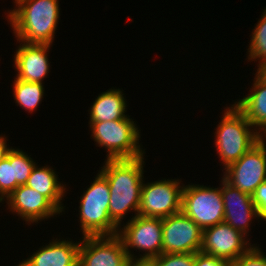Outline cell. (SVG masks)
I'll use <instances>...</instances> for the list:
<instances>
[{"mask_svg": "<svg viewBox=\"0 0 266 266\" xmlns=\"http://www.w3.org/2000/svg\"><path fill=\"white\" fill-rule=\"evenodd\" d=\"M145 157L135 159H105L99 171L106 177L110 187L109 214L120 227L127 213L138 215L141 187L144 181Z\"/></svg>", "mask_w": 266, "mask_h": 266, "instance_id": "obj_1", "label": "cell"}, {"mask_svg": "<svg viewBox=\"0 0 266 266\" xmlns=\"http://www.w3.org/2000/svg\"><path fill=\"white\" fill-rule=\"evenodd\" d=\"M13 2V8L4 14L16 40L27 44L52 45L61 15L59 0Z\"/></svg>", "mask_w": 266, "mask_h": 266, "instance_id": "obj_2", "label": "cell"}, {"mask_svg": "<svg viewBox=\"0 0 266 266\" xmlns=\"http://www.w3.org/2000/svg\"><path fill=\"white\" fill-rule=\"evenodd\" d=\"M223 111L215 129L214 145L225 169L254 147L263 136L234 104Z\"/></svg>", "mask_w": 266, "mask_h": 266, "instance_id": "obj_3", "label": "cell"}, {"mask_svg": "<svg viewBox=\"0 0 266 266\" xmlns=\"http://www.w3.org/2000/svg\"><path fill=\"white\" fill-rule=\"evenodd\" d=\"M94 178L79 200L78 222L80 221L82 237L116 235L119 227L111 220L109 214L108 181L100 171Z\"/></svg>", "mask_w": 266, "mask_h": 266, "instance_id": "obj_4", "label": "cell"}, {"mask_svg": "<svg viewBox=\"0 0 266 266\" xmlns=\"http://www.w3.org/2000/svg\"><path fill=\"white\" fill-rule=\"evenodd\" d=\"M91 139L97 147L105 148V159H135L145 156L140 144L141 130L130 116L114 121L88 122ZM145 154V155H144Z\"/></svg>", "mask_w": 266, "mask_h": 266, "instance_id": "obj_5", "label": "cell"}, {"mask_svg": "<svg viewBox=\"0 0 266 266\" xmlns=\"http://www.w3.org/2000/svg\"><path fill=\"white\" fill-rule=\"evenodd\" d=\"M117 235L131 259H153L162 254V218L141 215L129 218L119 227ZM133 249L139 250L138 256H135Z\"/></svg>", "mask_w": 266, "mask_h": 266, "instance_id": "obj_6", "label": "cell"}, {"mask_svg": "<svg viewBox=\"0 0 266 266\" xmlns=\"http://www.w3.org/2000/svg\"><path fill=\"white\" fill-rule=\"evenodd\" d=\"M219 187L203 184L184 185L181 211L202 230L224 221V204Z\"/></svg>", "mask_w": 266, "mask_h": 266, "instance_id": "obj_7", "label": "cell"}, {"mask_svg": "<svg viewBox=\"0 0 266 266\" xmlns=\"http://www.w3.org/2000/svg\"><path fill=\"white\" fill-rule=\"evenodd\" d=\"M144 182L138 215L163 219L181 211L184 184L180 179Z\"/></svg>", "mask_w": 266, "mask_h": 266, "instance_id": "obj_8", "label": "cell"}, {"mask_svg": "<svg viewBox=\"0 0 266 266\" xmlns=\"http://www.w3.org/2000/svg\"><path fill=\"white\" fill-rule=\"evenodd\" d=\"M266 137L239 160L222 170L223 178L241 192L253 195L256 188L266 181Z\"/></svg>", "mask_w": 266, "mask_h": 266, "instance_id": "obj_9", "label": "cell"}, {"mask_svg": "<svg viewBox=\"0 0 266 266\" xmlns=\"http://www.w3.org/2000/svg\"><path fill=\"white\" fill-rule=\"evenodd\" d=\"M162 254L197 253L203 230L182 211L162 219Z\"/></svg>", "mask_w": 266, "mask_h": 266, "instance_id": "obj_10", "label": "cell"}, {"mask_svg": "<svg viewBox=\"0 0 266 266\" xmlns=\"http://www.w3.org/2000/svg\"><path fill=\"white\" fill-rule=\"evenodd\" d=\"M250 240L223 221L203 230L200 251L231 264L254 245Z\"/></svg>", "mask_w": 266, "mask_h": 266, "instance_id": "obj_11", "label": "cell"}, {"mask_svg": "<svg viewBox=\"0 0 266 266\" xmlns=\"http://www.w3.org/2000/svg\"><path fill=\"white\" fill-rule=\"evenodd\" d=\"M80 239L78 266H125L129 260L117 234L85 236Z\"/></svg>", "mask_w": 266, "mask_h": 266, "instance_id": "obj_12", "label": "cell"}, {"mask_svg": "<svg viewBox=\"0 0 266 266\" xmlns=\"http://www.w3.org/2000/svg\"><path fill=\"white\" fill-rule=\"evenodd\" d=\"M4 201L7 209L28 226L63 214L47 197L26 184L18 186Z\"/></svg>", "mask_w": 266, "mask_h": 266, "instance_id": "obj_13", "label": "cell"}, {"mask_svg": "<svg viewBox=\"0 0 266 266\" xmlns=\"http://www.w3.org/2000/svg\"><path fill=\"white\" fill-rule=\"evenodd\" d=\"M221 193L224 204V222L249 237L251 221L260 219L252 196L241 192L221 177ZM248 234V235H247Z\"/></svg>", "mask_w": 266, "mask_h": 266, "instance_id": "obj_14", "label": "cell"}, {"mask_svg": "<svg viewBox=\"0 0 266 266\" xmlns=\"http://www.w3.org/2000/svg\"><path fill=\"white\" fill-rule=\"evenodd\" d=\"M15 50L14 67L17 79L42 83L50 73L49 53L52 45L49 44H27L21 41Z\"/></svg>", "mask_w": 266, "mask_h": 266, "instance_id": "obj_15", "label": "cell"}, {"mask_svg": "<svg viewBox=\"0 0 266 266\" xmlns=\"http://www.w3.org/2000/svg\"><path fill=\"white\" fill-rule=\"evenodd\" d=\"M52 238L15 266H78L81 240Z\"/></svg>", "mask_w": 266, "mask_h": 266, "instance_id": "obj_16", "label": "cell"}, {"mask_svg": "<svg viewBox=\"0 0 266 266\" xmlns=\"http://www.w3.org/2000/svg\"><path fill=\"white\" fill-rule=\"evenodd\" d=\"M254 75L251 91L233 104L253 127L266 137V75L262 71H256Z\"/></svg>", "mask_w": 266, "mask_h": 266, "instance_id": "obj_17", "label": "cell"}, {"mask_svg": "<svg viewBox=\"0 0 266 266\" xmlns=\"http://www.w3.org/2000/svg\"><path fill=\"white\" fill-rule=\"evenodd\" d=\"M38 165L36 164L32 169L26 185L47 197L61 212H65L66 206L63 205V198L69 191L67 186L59 181L58 174L52 166L45 164L44 167H40V164Z\"/></svg>", "mask_w": 266, "mask_h": 266, "instance_id": "obj_18", "label": "cell"}, {"mask_svg": "<svg viewBox=\"0 0 266 266\" xmlns=\"http://www.w3.org/2000/svg\"><path fill=\"white\" fill-rule=\"evenodd\" d=\"M120 88L109 89L100 93L88 109L89 122L121 120L127 115V101Z\"/></svg>", "mask_w": 266, "mask_h": 266, "instance_id": "obj_19", "label": "cell"}, {"mask_svg": "<svg viewBox=\"0 0 266 266\" xmlns=\"http://www.w3.org/2000/svg\"><path fill=\"white\" fill-rule=\"evenodd\" d=\"M13 98L16 106L32 113L39 108V104L42 102V98L45 95V87L42 83L26 82L17 78H14L13 82Z\"/></svg>", "mask_w": 266, "mask_h": 266, "instance_id": "obj_20", "label": "cell"}, {"mask_svg": "<svg viewBox=\"0 0 266 266\" xmlns=\"http://www.w3.org/2000/svg\"><path fill=\"white\" fill-rule=\"evenodd\" d=\"M252 29L249 45L247 46L248 62H258L256 71H262L266 68V8H264L260 19Z\"/></svg>", "mask_w": 266, "mask_h": 266, "instance_id": "obj_21", "label": "cell"}, {"mask_svg": "<svg viewBox=\"0 0 266 266\" xmlns=\"http://www.w3.org/2000/svg\"><path fill=\"white\" fill-rule=\"evenodd\" d=\"M16 189L15 148H11L0 161V201L4 200Z\"/></svg>", "mask_w": 266, "mask_h": 266, "instance_id": "obj_22", "label": "cell"}, {"mask_svg": "<svg viewBox=\"0 0 266 266\" xmlns=\"http://www.w3.org/2000/svg\"><path fill=\"white\" fill-rule=\"evenodd\" d=\"M30 156L25 151L15 147L16 188L26 184L32 169L38 163Z\"/></svg>", "mask_w": 266, "mask_h": 266, "instance_id": "obj_23", "label": "cell"}, {"mask_svg": "<svg viewBox=\"0 0 266 266\" xmlns=\"http://www.w3.org/2000/svg\"><path fill=\"white\" fill-rule=\"evenodd\" d=\"M153 261L155 266H195V253H164Z\"/></svg>", "mask_w": 266, "mask_h": 266, "instance_id": "obj_24", "label": "cell"}, {"mask_svg": "<svg viewBox=\"0 0 266 266\" xmlns=\"http://www.w3.org/2000/svg\"><path fill=\"white\" fill-rule=\"evenodd\" d=\"M230 266H266L265 252L254 244L246 253L231 263Z\"/></svg>", "mask_w": 266, "mask_h": 266, "instance_id": "obj_25", "label": "cell"}, {"mask_svg": "<svg viewBox=\"0 0 266 266\" xmlns=\"http://www.w3.org/2000/svg\"><path fill=\"white\" fill-rule=\"evenodd\" d=\"M260 220L266 221V181L261 183L252 195Z\"/></svg>", "mask_w": 266, "mask_h": 266, "instance_id": "obj_26", "label": "cell"}, {"mask_svg": "<svg viewBox=\"0 0 266 266\" xmlns=\"http://www.w3.org/2000/svg\"><path fill=\"white\" fill-rule=\"evenodd\" d=\"M231 264L221 258H216L213 255L204 252L195 253V266H230Z\"/></svg>", "mask_w": 266, "mask_h": 266, "instance_id": "obj_27", "label": "cell"}, {"mask_svg": "<svg viewBox=\"0 0 266 266\" xmlns=\"http://www.w3.org/2000/svg\"><path fill=\"white\" fill-rule=\"evenodd\" d=\"M125 266H155L153 259H131L127 261Z\"/></svg>", "mask_w": 266, "mask_h": 266, "instance_id": "obj_28", "label": "cell"}, {"mask_svg": "<svg viewBox=\"0 0 266 266\" xmlns=\"http://www.w3.org/2000/svg\"><path fill=\"white\" fill-rule=\"evenodd\" d=\"M7 136L4 134H0V161L7 155L8 151L12 148L9 147L10 145L7 143ZM8 144V145H7Z\"/></svg>", "mask_w": 266, "mask_h": 266, "instance_id": "obj_29", "label": "cell"}, {"mask_svg": "<svg viewBox=\"0 0 266 266\" xmlns=\"http://www.w3.org/2000/svg\"><path fill=\"white\" fill-rule=\"evenodd\" d=\"M262 72L266 75V68H264V69L262 70Z\"/></svg>", "mask_w": 266, "mask_h": 266, "instance_id": "obj_30", "label": "cell"}]
</instances>
